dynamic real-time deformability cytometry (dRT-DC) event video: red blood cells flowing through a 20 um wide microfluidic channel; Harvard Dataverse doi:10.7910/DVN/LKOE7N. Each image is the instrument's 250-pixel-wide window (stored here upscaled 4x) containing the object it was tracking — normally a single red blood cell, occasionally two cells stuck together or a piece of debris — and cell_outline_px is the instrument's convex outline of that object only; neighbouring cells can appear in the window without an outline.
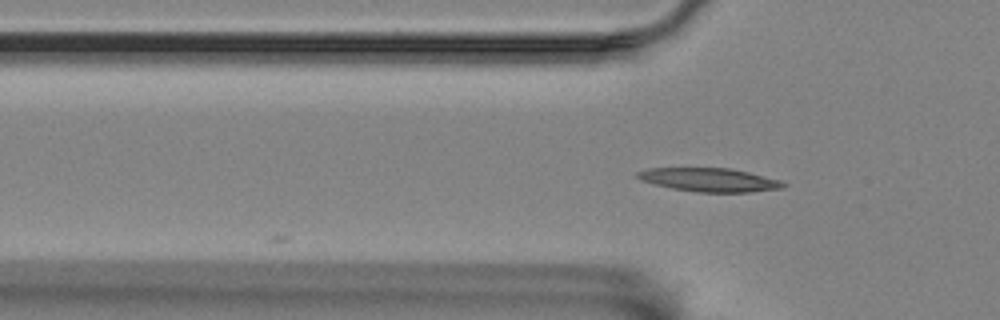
{"species": "Egyptian fruit bat (a non-hibernating species)", "species_latin": "Rousettus aegyptiacus", "temperature_condition": "room temperature", "stored_images_in_passage": 5, "camera_frame_rate_fps": 3000, "um_per_image_px": 0.085, "animal": {"sex": "female"}, "frame": {"image": 1, "passage_image": 5, "time_ms": 4.667, "image_size_px": [1000, 320], "cell_outline_px": [[788, 184], [784, 188], [752, 192], [696, 192], [672, 188], [652, 184], [640, 180], [636, 176], [636, 172], [648, 168], [728, 168], [748, 172], [780, 180]], "centroid_in_image_um": [60.29, 15.29], "position_along_channel_um": 65.5, "area_um2": 20.11}}